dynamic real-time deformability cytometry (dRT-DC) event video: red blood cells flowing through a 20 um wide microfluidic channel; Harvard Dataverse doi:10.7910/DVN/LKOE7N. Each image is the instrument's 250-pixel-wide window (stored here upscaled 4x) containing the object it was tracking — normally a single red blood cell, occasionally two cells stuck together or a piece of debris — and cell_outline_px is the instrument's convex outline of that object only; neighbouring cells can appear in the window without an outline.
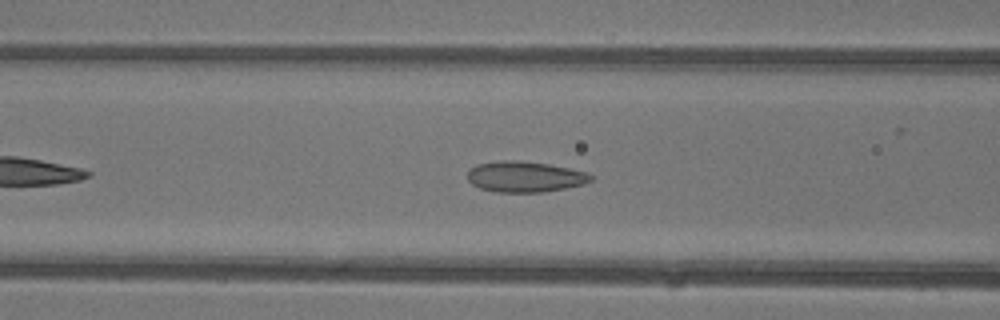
{"species": "common noctule bat (a hibernating species)", "species_latin": "Nyctalus noctula", "temperature_condition": "warm", "stored_images_in_passage": 37, "camera_frame_rate_fps": 3000, "um_per_image_px": 0.085, "animal": {"sex": "female"}, "frame": {"image": 1, "passage_image": 9, "time_ms": 2.667, "image_size_px": [1000, 320], "cell_outline_px": [[596, 176], [592, 180], [584, 184], [544, 192], [492, 192], [480, 188], [472, 184], [468, 180], [468, 172], [476, 164], [504, 160], [516, 160], [548, 164], [588, 172]], "centroid_in_image_um": [44.64, 15.02], "position_along_channel_um": 122.0, "area_um2": 22.2}}
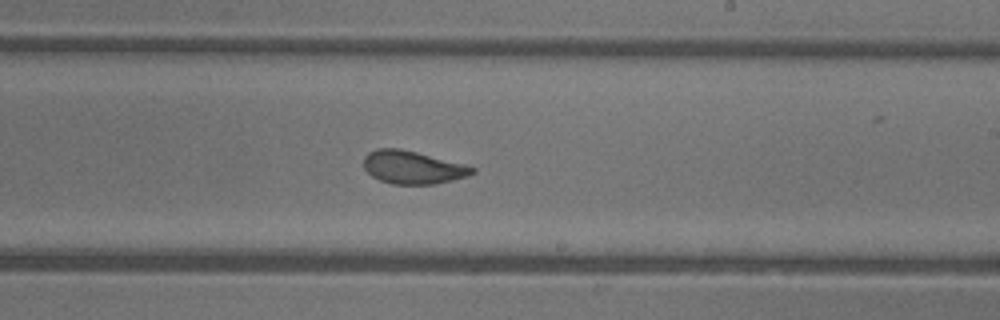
{"frame": {"image": 2, "passage_image": 18, "time_ms": 5.667, "image_size_px": [1000, 320], "cell_outline_px": [[476, 172], [468, 176], [436, 184], [392, 184], [380, 180], [372, 176], [364, 168], [364, 156], [368, 152], [376, 148], [400, 148], [464, 164], [476, 168]], "centroid_in_image_um": [35.07, 14.22], "position_along_channel_um": 253.9, "area_um2": 20.87}}
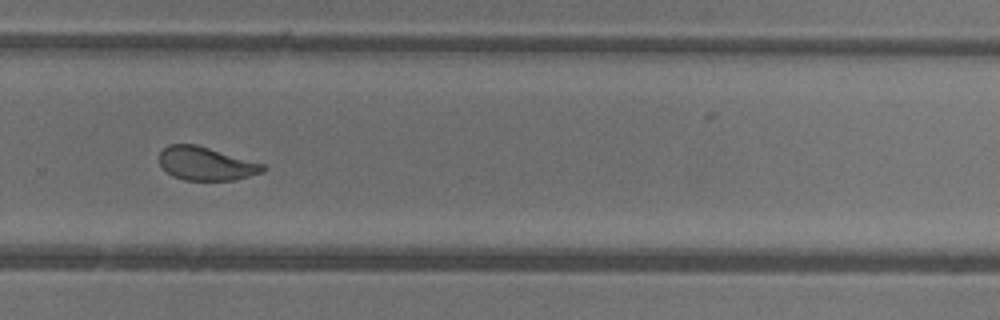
{"frame": {"image": 3, "passage_image": 22, "time_ms": 7.0, "image_size_px": [1000, 320], "cell_outline_px": [[268, 168], [264, 172], [232, 180], [184, 180], [172, 176], [160, 164], [160, 152], [168, 144], [196, 144], [264, 164]], "centroid_in_image_um": [17.52, 13.91], "position_along_channel_um": 312.3, "area_um2": 20.06}, "authors_computed_cell_mechanics": {"area_um2": 21.964, "velocity_mm_per_s": 4.4017, "shape_relaxation_time_tau1_ms": 7.9214, "shape_relaxation_time_tau2_ms": 0.8931, "deformation_change_tau1": 0.1821, "deformation_change_tau2": 0.0806}}